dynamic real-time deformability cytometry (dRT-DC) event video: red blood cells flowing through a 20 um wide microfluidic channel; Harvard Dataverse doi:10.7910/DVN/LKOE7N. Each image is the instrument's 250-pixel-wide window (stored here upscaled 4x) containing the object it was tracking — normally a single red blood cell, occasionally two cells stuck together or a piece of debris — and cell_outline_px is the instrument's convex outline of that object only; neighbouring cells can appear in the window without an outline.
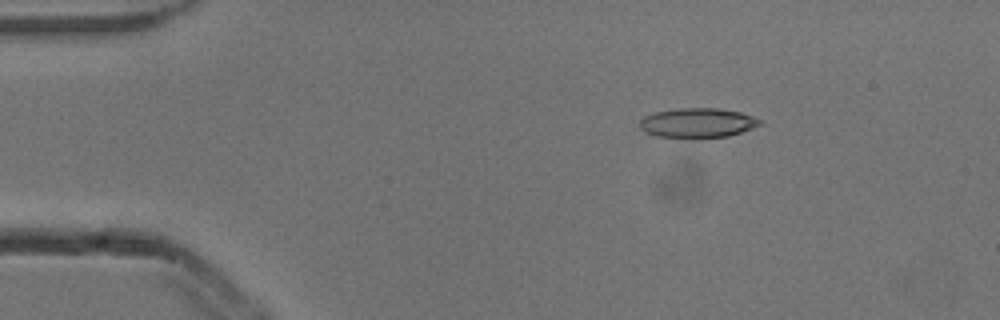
{"species": "common noctule bat (a hibernating species)", "species_latin": "Nyctalus noctula", "temperature_condition": "cold", "stored_images_in_passage": 3, "camera_frame_rate_fps": 3000, "um_per_image_px": 0.085, "animal": {"sex": "male", "body_mass_g": 13.3}, "frame": {"image": 1, "passage_image": 1, "time_ms": 0.0, "image_size_px": [1000, 320], "cell_outline_px": [[764, 124], [728, 136], [700, 140], [656, 136], [644, 132], [640, 128], [640, 120], [644, 116], [656, 112], [676, 108], [716, 108], [740, 112], [752, 116], [760, 120]], "centroid_in_image_um": [59.27, 10.47], "position_along_channel_um": 25.7, "area_um2": 21.27}}